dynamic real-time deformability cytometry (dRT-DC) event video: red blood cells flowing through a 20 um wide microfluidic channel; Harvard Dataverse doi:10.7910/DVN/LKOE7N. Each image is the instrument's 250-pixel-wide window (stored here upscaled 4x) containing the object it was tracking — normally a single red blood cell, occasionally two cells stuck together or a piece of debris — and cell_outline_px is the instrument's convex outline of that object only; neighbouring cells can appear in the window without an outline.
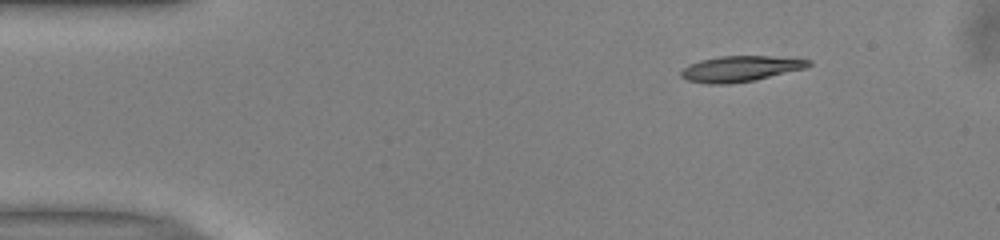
{"species": "common noctule bat (a hibernating species)", "species_latin": "Nyctalus noctula", "temperature_condition": "warm", "stored_images_in_passage": 45, "camera_frame_rate_fps": 3000, "um_per_image_px": 0.085, "animal": {"sex": "male", "body_mass_g": 13.0, "forearm_length_mm": 53.1}, "frame": {"image": 1, "passage_image": 1, "time_ms": 0.0, "image_size_px": [1000, 240], "cell_outline_px": [[812, 64], [804, 68], [756, 80], [732, 84], [708, 84], [688, 80], [680, 76], [680, 72], [688, 64], [700, 60], [720, 56], [768, 56], [812, 60]], "centroid_in_image_um": [62.9, 5.85], "position_along_channel_um": 22.1, "area_um2": 19.07}}
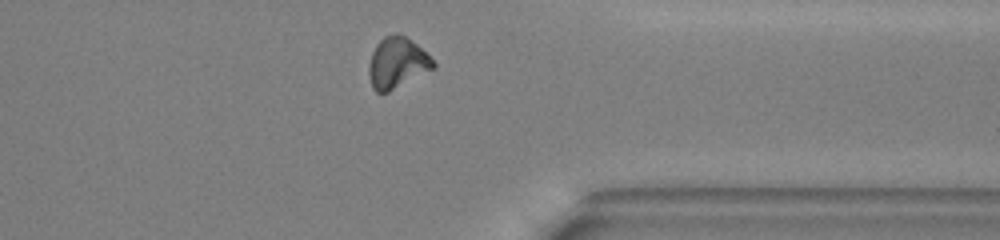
{"frame": {"image": 2, "passage_image": 34, "time_ms": 11.0, "image_size_px": [1000, 240], "cell_outline_px": [[436, 68], [388, 92], [376, 92], [372, 88], [368, 72], [368, 64], [372, 52], [376, 44], [384, 36], [396, 32], [404, 36], [416, 44], [436, 64]], "centroid_in_image_um": [33.73, 5.35], "position_along_channel_um": 377.7, "area_um2": 19.07}}
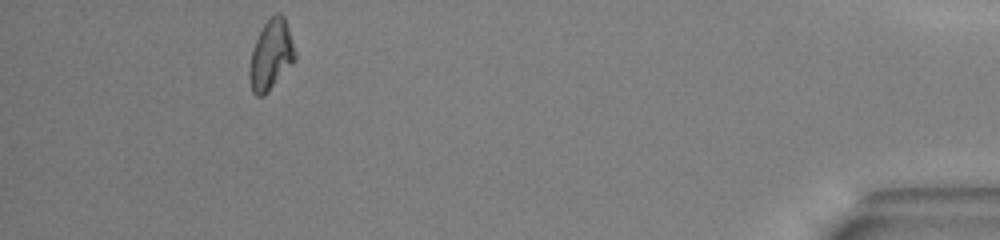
{"frame": {"image": 3, "passage_image": 41, "time_ms": 13.333, "image_size_px": [1000, 240], "cell_outline_px": [[296, 60], [268, 92], [264, 96], [256, 96], [252, 92], [248, 76], [248, 72], [252, 52], [256, 40], [264, 24], [276, 12], [280, 12], [284, 16], [296, 52]], "centroid_in_image_um": [23.04, 4.7], "position_along_channel_um": 412.2, "area_um2": 18.55}, "authors_computed_cell_mechanics": {"area_um2": 18.7272, "velocity_mm_per_s": 4.0148, "shape_relaxation_time_tau1_ms": 10.6125, "shape_relaxation_time_tau2_ms": null, "deformation_change_tau1": 0.2345, "deformation_change_tau2": null}}